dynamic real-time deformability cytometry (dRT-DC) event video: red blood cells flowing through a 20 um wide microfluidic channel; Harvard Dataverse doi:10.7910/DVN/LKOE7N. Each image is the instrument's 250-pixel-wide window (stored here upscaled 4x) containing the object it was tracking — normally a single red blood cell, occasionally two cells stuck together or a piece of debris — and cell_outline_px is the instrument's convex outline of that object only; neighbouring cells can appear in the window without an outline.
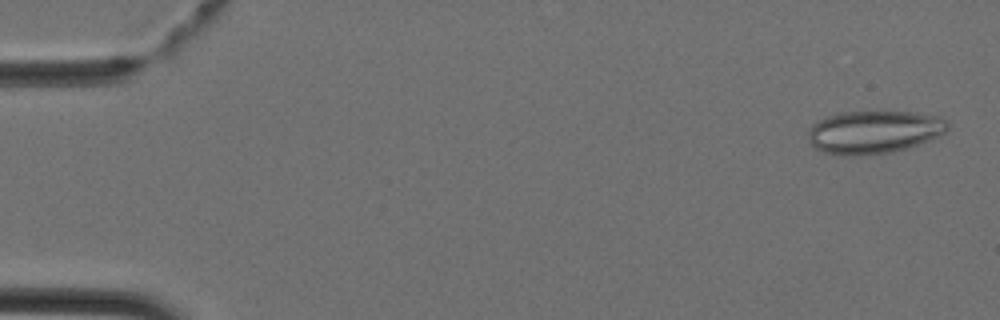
{"species": "Egyptian fruit bat (a non-hibernating species)", "species_latin": "Rousettus aegyptiacus", "temperature_condition": "cold", "stored_images_in_passage": 9, "camera_frame_rate_fps": 3000, "um_per_image_px": 0.085, "animal": {"sex": "female"}, "frame": {"image": 1, "passage_image": 2, "time_ms": 0.333, "image_size_px": [1000, 320], "cell_outline_px": [[948, 128], [944, 132], [928, 140], [908, 148], [892, 152], [856, 156], [844, 156], [824, 152], [816, 148], [812, 144], [808, 136], [808, 132], [812, 124], [828, 116], [840, 112], [916, 112], [940, 116], [948, 120]], "centroid_in_image_um": [74.29, 11.22], "position_along_channel_um": 10.7, "area_um2": 34.85}}